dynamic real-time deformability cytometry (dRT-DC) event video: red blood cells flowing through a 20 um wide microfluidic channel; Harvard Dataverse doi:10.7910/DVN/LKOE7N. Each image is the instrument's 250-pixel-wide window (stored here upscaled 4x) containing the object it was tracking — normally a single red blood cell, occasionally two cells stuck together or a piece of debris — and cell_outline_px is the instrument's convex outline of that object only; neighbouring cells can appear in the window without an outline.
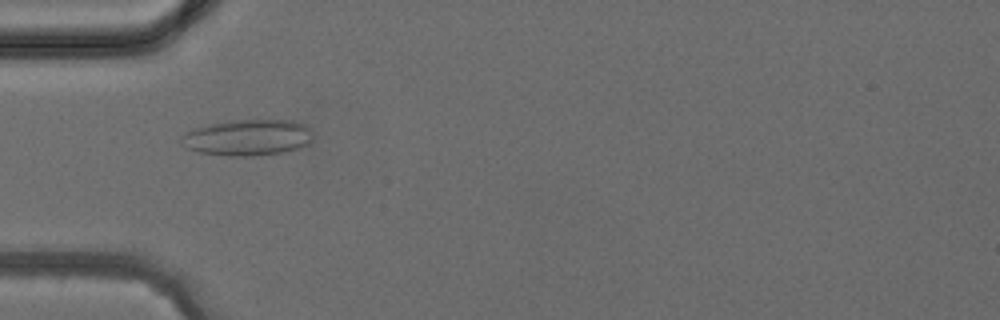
{"species": "common noctule bat (a hibernating species)", "species_latin": "Nyctalus noctula", "temperature_condition": "cold", "stored_images_in_passage": 2, "camera_frame_rate_fps": 3000, "um_per_image_px": 0.085, "animal": {"sex": "female", "body_mass_g": 24.6, "forearm_length_mm": 56.2}, "frame": {"image": 1, "passage_image": 2, "time_ms": 1.0, "image_size_px": [1000, 320], "cell_outline_px": [[312, 140], [308, 144], [300, 148], [284, 152], [256, 156], [228, 156], [200, 152], [184, 148], [180, 144], [180, 136], [196, 128], [228, 120], [292, 120], [304, 124], [312, 132]], "centroid_in_image_um": [21.05, 11.7], "position_along_channel_um": 63.9, "area_um2": 27.92}}